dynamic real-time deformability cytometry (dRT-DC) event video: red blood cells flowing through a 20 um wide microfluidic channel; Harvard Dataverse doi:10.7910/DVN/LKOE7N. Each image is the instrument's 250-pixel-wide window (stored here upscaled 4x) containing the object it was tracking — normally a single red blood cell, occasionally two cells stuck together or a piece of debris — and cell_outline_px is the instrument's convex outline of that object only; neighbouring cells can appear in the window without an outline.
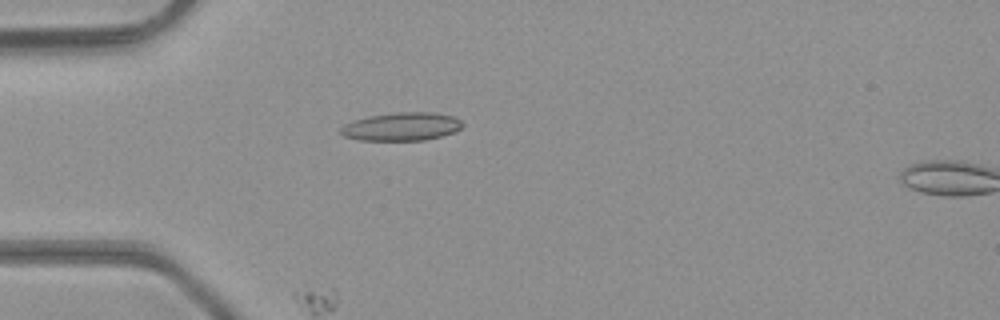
{"species": "common noctule bat (a hibernating species)", "species_latin": "Nyctalus noctula", "temperature_condition": "room temperature", "stored_images_in_passage": 8, "camera_frame_rate_fps": 3000, "um_per_image_px": 0.085, "animal": {"sex": "male", "body_mass_g": 23.1, "forearm_length_mm": 52.7}, "frame": {"image": 1, "passage_image": 4, "time_ms": 1.0, "image_size_px": [1000, 320], "cell_outline_px": [[464, 124], [456, 132], [424, 140], [360, 140], [344, 136], [340, 132], [340, 128], [344, 124], [352, 120], [368, 116], [396, 112], [432, 112], [452, 116], [460, 120]], "centroid_in_image_um": [34.12, 10.75], "position_along_channel_um": 50.9, "area_um2": 20.06}}